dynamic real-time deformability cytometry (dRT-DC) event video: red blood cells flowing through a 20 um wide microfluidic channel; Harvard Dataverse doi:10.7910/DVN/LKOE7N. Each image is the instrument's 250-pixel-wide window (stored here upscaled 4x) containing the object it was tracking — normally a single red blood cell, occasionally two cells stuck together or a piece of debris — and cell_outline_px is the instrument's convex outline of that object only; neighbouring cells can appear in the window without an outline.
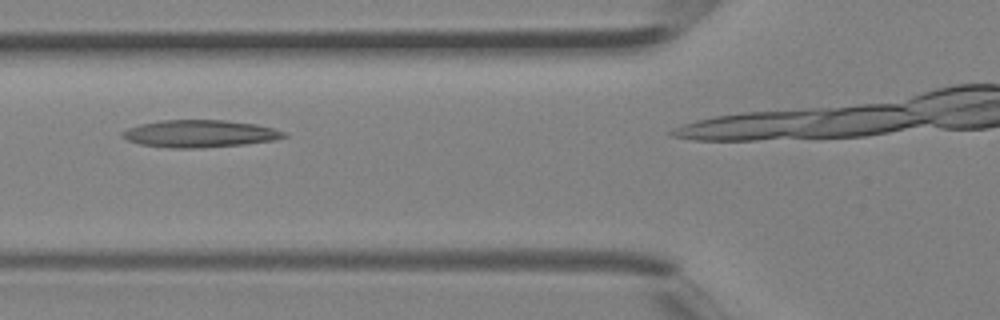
{"species": "Egyptian fruit bat (a non-hibernating species)", "species_latin": "Rousettus aegyptiacus", "temperature_condition": "room temperature", "stored_images_in_passage": 5, "camera_frame_rate_fps": 3000, "um_per_image_px": 0.085, "animal": {"sex": "female"}, "frame": {"image": 1, "passage_image": 4, "time_ms": 1.0, "image_size_px": [1000, 320], "cell_outline_px": [[288, 136], [276, 140], [244, 144], [200, 148], [172, 148], [140, 144], [128, 140], [120, 136], [120, 132], [128, 128], [140, 124], [160, 120], [224, 120], [256, 124], [272, 128], [284, 132]], "centroid_in_image_um": [16.96, 11.36], "position_along_channel_um": 108.8, "area_um2": 25.72}}